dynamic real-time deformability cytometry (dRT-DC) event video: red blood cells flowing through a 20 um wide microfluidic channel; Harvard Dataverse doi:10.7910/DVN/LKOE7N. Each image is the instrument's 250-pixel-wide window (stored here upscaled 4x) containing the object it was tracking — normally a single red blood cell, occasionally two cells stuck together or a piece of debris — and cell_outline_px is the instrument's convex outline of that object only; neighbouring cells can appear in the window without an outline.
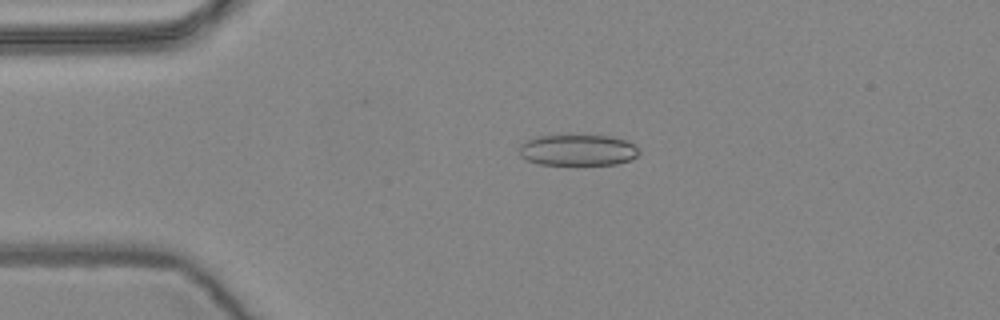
{"species": "common noctule bat (a hibernating species)", "species_latin": "Nyctalus noctula", "temperature_condition": "warm", "stored_images_in_passage": 5, "camera_frame_rate_fps": 3000, "um_per_image_px": 0.085, "animal": {"sex": "female", "body_mass_g": 24.6, "forearm_length_mm": 56.2}, "frame": {"image": 1, "passage_image": 4, "time_ms": 1.0, "image_size_px": [1000, 320], "cell_outline_px": [[640, 152], [636, 156], [628, 160], [616, 164], [540, 164], [528, 160], [520, 156], [520, 144], [536, 136], [612, 136], [636, 144]], "centroid_in_image_um": [49.13, 12.76], "position_along_channel_um": 35.9, "area_um2": 21.44}}